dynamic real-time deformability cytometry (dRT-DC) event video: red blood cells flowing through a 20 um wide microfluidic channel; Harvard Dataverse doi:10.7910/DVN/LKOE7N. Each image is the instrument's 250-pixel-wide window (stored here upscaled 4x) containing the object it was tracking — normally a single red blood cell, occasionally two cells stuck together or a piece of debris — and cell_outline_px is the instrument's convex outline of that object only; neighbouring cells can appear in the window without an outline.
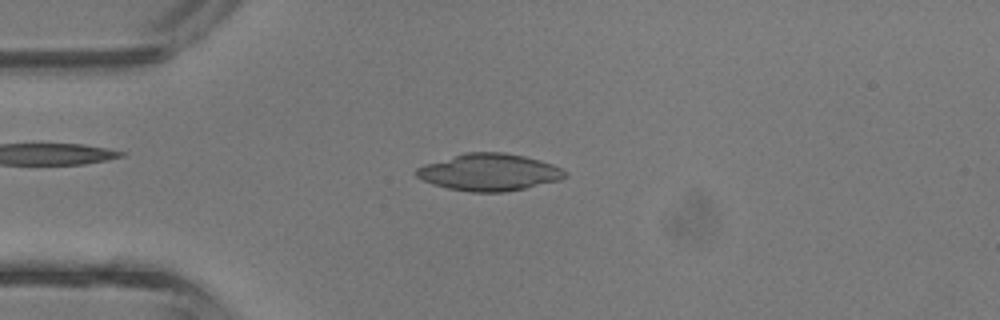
{"species": "common noctule bat (a hibernating species)", "species_latin": "Nyctalus noctula", "temperature_condition": "room temperature", "stored_images_in_passage": 3, "camera_frame_rate_fps": 3000, "um_per_image_px": 0.085, "animal": {"sex": "male", "body_mass_g": 13.3}, "frame": {"image": 1, "passage_image": 3, "time_ms": 0.667, "image_size_px": [1000, 320], "cell_outline_px": [[568, 176], [560, 180], [524, 188], [504, 192], [468, 192], [448, 188], [432, 184], [416, 176], [412, 172], [416, 168], [424, 164], [464, 152], [504, 152], [524, 156], [540, 160], [564, 168], [568, 172]], "centroid_in_image_um": [41.58, 14.63], "position_along_channel_um": 43.4, "area_um2": 32.37}}